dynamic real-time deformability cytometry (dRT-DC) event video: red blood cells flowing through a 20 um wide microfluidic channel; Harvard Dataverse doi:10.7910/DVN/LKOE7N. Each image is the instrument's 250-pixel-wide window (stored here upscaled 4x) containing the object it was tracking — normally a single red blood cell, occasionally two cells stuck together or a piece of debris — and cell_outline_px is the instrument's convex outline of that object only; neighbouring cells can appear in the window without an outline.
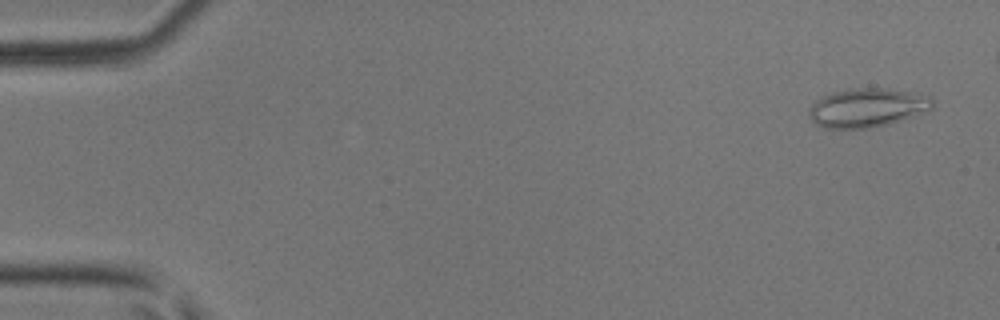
{"species": "common noctule bat (a hibernating species)", "species_latin": "Nyctalus noctula", "temperature_condition": "room temperature", "stored_images_in_passage": 20, "camera_frame_rate_fps": 3000, "um_per_image_px": 0.085, "animal": {"sex": "male", "body_mass_g": 17.9, "forearm_length_mm": 54.2}, "frame": {"image": 1, "passage_image": 3, "time_ms": 0.667, "image_size_px": [1000, 320], "cell_outline_px": [[932, 108], [912, 116], [884, 124], [868, 128], [828, 128], [816, 124], [808, 116], [808, 112], [812, 104], [816, 100], [832, 92], [856, 88], [884, 88], [932, 96]], "centroid_in_image_um": [73.67, 9.14], "position_along_channel_um": 11.3, "area_um2": 27.4}}